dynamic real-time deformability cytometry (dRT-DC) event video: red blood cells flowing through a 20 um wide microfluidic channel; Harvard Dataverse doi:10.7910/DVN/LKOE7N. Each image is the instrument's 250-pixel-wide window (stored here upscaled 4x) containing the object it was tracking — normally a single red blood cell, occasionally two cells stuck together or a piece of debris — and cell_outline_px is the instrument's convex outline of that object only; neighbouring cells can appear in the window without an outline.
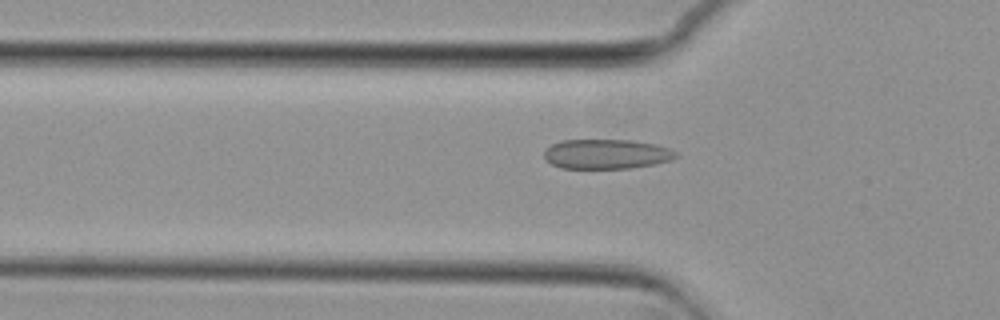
{"species": "common noctule bat (a hibernating species)", "species_latin": "Nyctalus noctula", "temperature_condition": "cold", "stored_images_in_passage": 55, "camera_frame_rate_fps": 3000, "um_per_image_px": 0.085, "animal": {"sex": "female", "body_mass_g": 29.2, "forearm_length_mm": 56.3}, "frame": {"image": 1, "passage_image": 18, "time_ms": 5.667, "image_size_px": [1000, 320], "cell_outline_px": [[680, 156], [672, 160], [652, 164], [628, 168], [560, 168], [544, 160], [544, 148], [552, 144], [564, 140], [632, 140], [656, 144], [668, 148], [676, 152]], "centroid_in_image_um": [51.53, 13.09], "position_along_channel_um": 74.3, "area_um2": 22.89}}
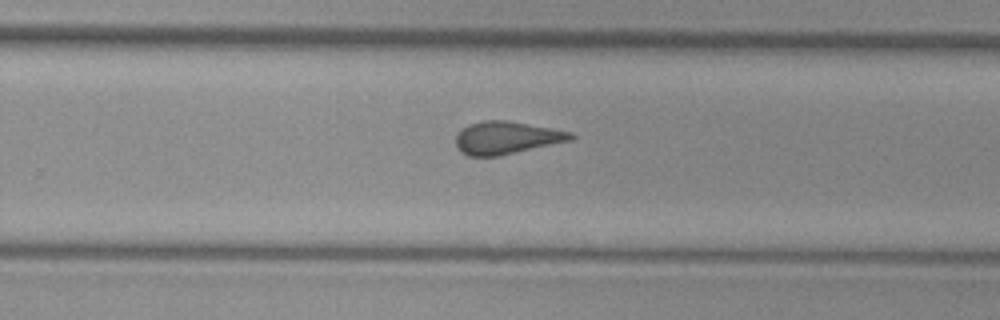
{"frame": {"image": 2, "passage_image": 35, "time_ms": 11.333, "image_size_px": [1000, 320], "cell_outline_px": [[576, 136], [572, 140], [500, 156], [468, 156], [460, 152], [456, 144], [456, 136], [468, 124], [484, 120], [508, 120], [552, 128], [572, 132]], "centroid_in_image_um": [43.07, 11.71], "position_along_channel_um": 286.7, "area_um2": 21.96}}
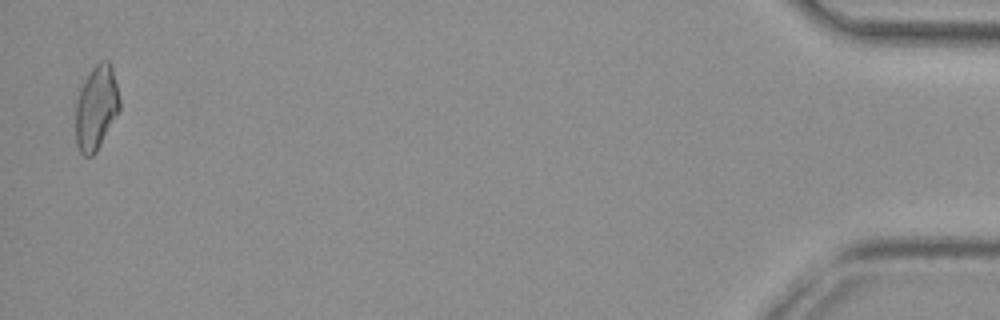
{"frame": {"image": 3, "passage_image": 54, "time_ms": 17.667, "image_size_px": [1000, 320], "cell_outline_px": [[120, 108], [96, 152], [92, 156], [84, 156], [80, 152], [76, 144], [76, 100], [80, 88], [92, 68], [100, 60], [108, 60], [112, 68], [120, 100]], "centroid_in_image_um": [8.17, 9.15], "position_along_channel_um": 427.0, "area_um2": 21.39}, "authors_computed_cell_mechanics": {"area_um2": 22.1952, "velocity_mm_per_s": 3.7388, "shape_relaxation_time_tau1_ms": 9.4609, "shape_relaxation_time_tau2_ms": 1.1699, "deformation_change_tau1": 0.151, "deformation_change_tau2": 0.0859}}